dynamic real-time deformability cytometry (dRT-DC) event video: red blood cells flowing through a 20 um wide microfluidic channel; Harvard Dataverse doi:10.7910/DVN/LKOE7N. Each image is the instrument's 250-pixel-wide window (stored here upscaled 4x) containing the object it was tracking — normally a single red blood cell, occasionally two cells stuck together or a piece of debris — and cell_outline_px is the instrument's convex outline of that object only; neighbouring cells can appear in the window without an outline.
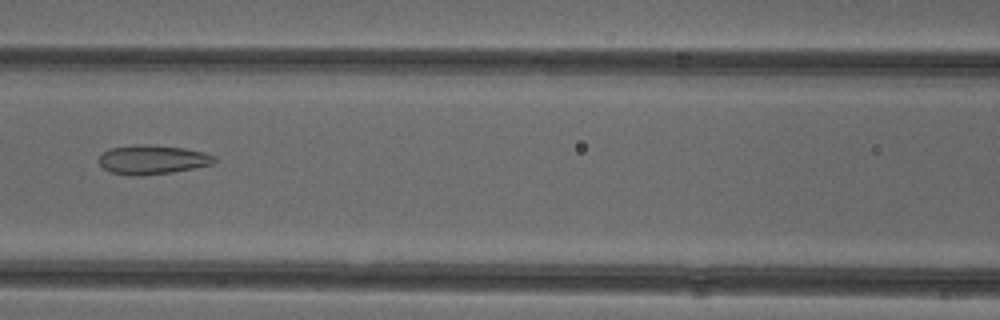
{"species": "common noctule bat (a hibernating species)", "species_latin": "Nyctalus noctula", "temperature_condition": "cold", "stored_images_in_passage": 52, "camera_frame_rate_fps": 3000, "um_per_image_px": 0.085, "animal": {"sex": "female"}, "frame": {"image": 1, "passage_image": 23, "time_ms": 7.333, "image_size_px": [1000, 320], "cell_outline_px": [[216, 160], [212, 164], [172, 172], [140, 176], [136, 176], [112, 172], [104, 168], [100, 164], [100, 156], [104, 152], [112, 148], [132, 144], [152, 144], [184, 148], [204, 152], [216, 156]], "centroid_in_image_um": [12.98, 13.55], "position_along_channel_um": 153.6, "area_um2": 19.54}}
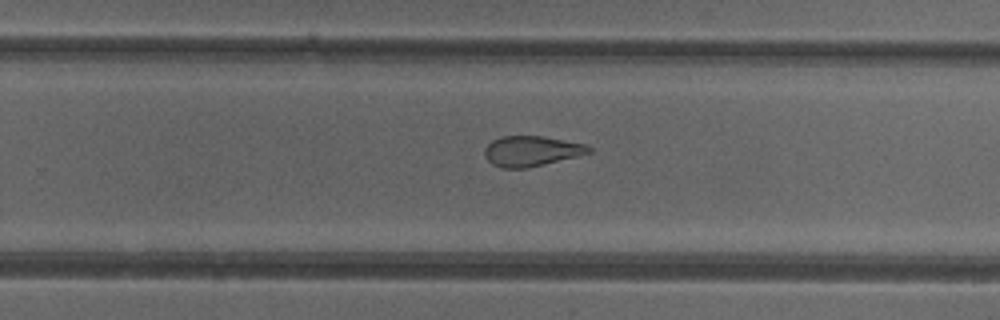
{"frame": {"image": 2, "passage_image": 33, "time_ms": 10.667, "image_size_px": [1000, 320], "cell_outline_px": [[592, 152], [528, 168], [500, 168], [492, 164], [484, 156], [484, 148], [492, 140], [500, 136], [544, 136], [584, 144], [592, 148]], "centroid_in_image_um": [45.13, 12.84], "position_along_channel_um": 284.7, "area_um2": 18.38}}
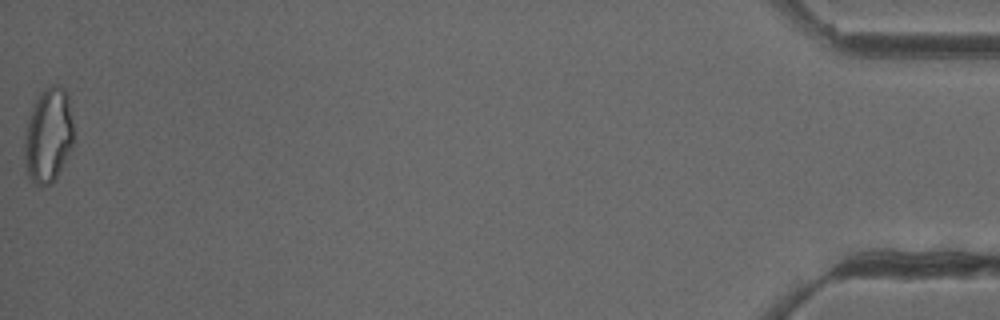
{"frame": {"image": 3, "passage_image": 52, "time_ms": 17.0, "image_size_px": [1000, 320], "cell_outline_px": [[72, 144], [68, 156], [56, 180], [52, 184], [44, 188], [40, 188], [28, 176], [24, 164], [24, 136], [28, 120], [32, 108], [40, 92], [44, 88], [52, 84], [60, 84], [64, 88], [68, 96], [72, 120]], "centroid_in_image_um": [4.09, 11.55], "position_along_channel_um": 431.1, "area_um2": 27.57}, "authors_computed_cell_mechanics": {"area_um2": 22.6576, "velocity_mm_per_s": 3.9357, "shape_relaxation_time_tau1_ms": null, "shape_relaxation_time_tau2_ms": 2.1846, "deformation_change_tau1": null, "deformation_change_tau2": 0.1077}}